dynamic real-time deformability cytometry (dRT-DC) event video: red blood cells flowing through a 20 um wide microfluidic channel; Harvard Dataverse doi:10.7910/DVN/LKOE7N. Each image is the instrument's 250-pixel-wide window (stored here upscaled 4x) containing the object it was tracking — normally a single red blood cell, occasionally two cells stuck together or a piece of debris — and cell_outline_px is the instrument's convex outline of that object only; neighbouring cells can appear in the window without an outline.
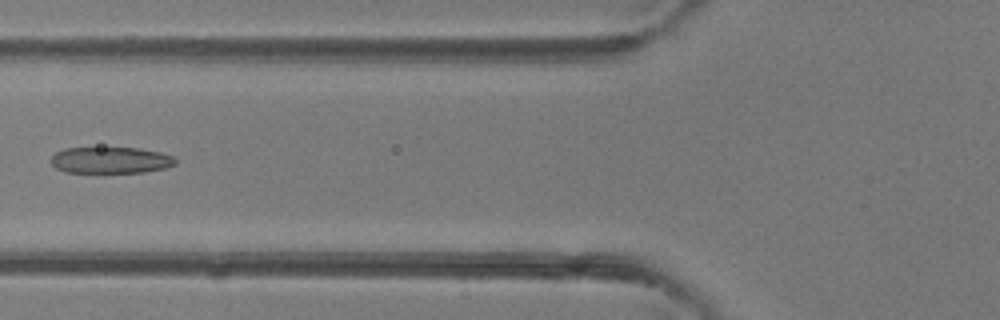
{"species": "common noctule bat (a hibernating species)", "species_latin": "Nyctalus noctula", "temperature_condition": "room temperature", "stored_images_in_passage": 5, "camera_frame_rate_fps": 3000, "um_per_image_px": 0.085, "animal": {"sex": "female"}, "frame": {"image": 1, "passage_image": 5, "time_ms": 5.333, "image_size_px": [1000, 320], "cell_outline_px": [[176, 164], [164, 168], [144, 172], [64, 172], [56, 168], [52, 164], [52, 156], [56, 152], [64, 148], [140, 148], [160, 152], [172, 156], [176, 160]], "centroid_in_image_um": [9.4, 13.61], "position_along_channel_um": 116.4, "area_um2": 19.02}}